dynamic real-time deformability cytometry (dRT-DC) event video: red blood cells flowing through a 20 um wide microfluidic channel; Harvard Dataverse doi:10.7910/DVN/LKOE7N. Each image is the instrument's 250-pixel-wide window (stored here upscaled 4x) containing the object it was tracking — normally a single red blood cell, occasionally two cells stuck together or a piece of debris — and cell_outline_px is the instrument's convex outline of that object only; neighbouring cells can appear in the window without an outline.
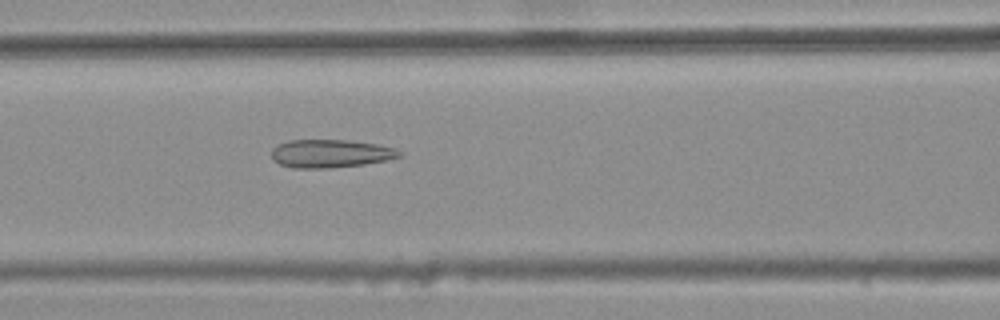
{"species": "common noctule bat (a hibernating species)", "species_latin": "Nyctalus noctula", "temperature_condition": "warm", "stored_images_in_passage": 44, "camera_frame_rate_fps": 3000, "um_per_image_px": 0.085, "animal": {"sex": "female", "body_mass_g": 25.1}, "frame": {"image": 1, "passage_image": 17, "time_ms": 5.333, "image_size_px": [1000, 320], "cell_outline_px": [[400, 156], [384, 160], [364, 164], [328, 168], [292, 168], [280, 164], [272, 160], [272, 148], [276, 144], [288, 140], [344, 140], [376, 144], [392, 148], [400, 152]], "centroid_in_image_um": [27.99, 13.05], "position_along_channel_um": 138.6, "area_um2": 20.75}}
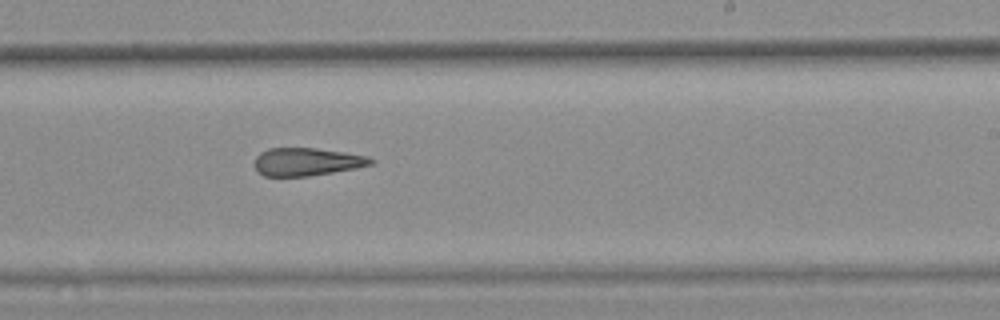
{"frame": {"image": 2, "passage_image": 27, "time_ms": 8.667, "image_size_px": [1000, 320], "cell_outline_px": [[376, 160], [372, 164], [356, 168], [308, 176], [264, 176], [256, 172], [256, 156], [260, 152], [268, 148], [316, 148], [344, 152], [368, 156]], "centroid_in_image_um": [26.08, 13.75], "position_along_channel_um": 262.9, "area_um2": 18.9}}
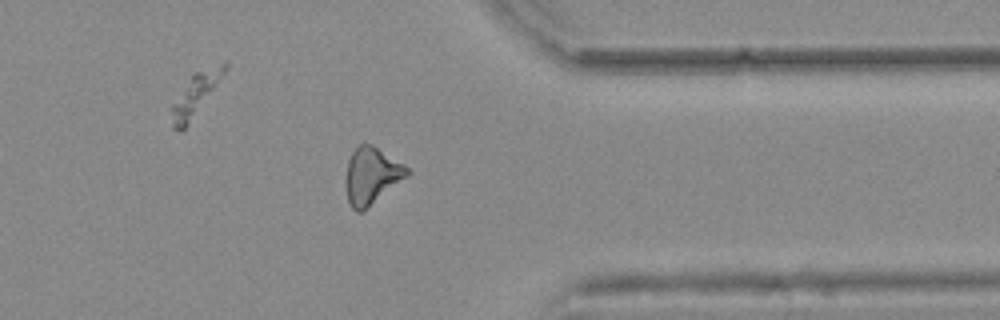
{"frame": {"image": 3, "passage_image": 37, "time_ms": 12.0, "image_size_px": [1000, 320], "cell_outline_px": [[412, 172], [408, 176], [360, 212], [356, 212], [348, 204], [344, 180], [348, 160], [352, 152], [360, 144], [372, 144], [404, 164]], "centroid_in_image_um": [31.56, 14.93], "position_along_channel_um": 379.8, "area_um2": 20.23}, "authors_computed_cell_mechanics": {"area_um2": 20.0277, "velocity_mm_per_s": 3.741, "shape_relaxation_time_tau1_ms": null, "shape_relaxation_time_tau2_ms": 3.3577, "deformation_change_tau1": null, "deformation_change_tau2": 0.1417}}